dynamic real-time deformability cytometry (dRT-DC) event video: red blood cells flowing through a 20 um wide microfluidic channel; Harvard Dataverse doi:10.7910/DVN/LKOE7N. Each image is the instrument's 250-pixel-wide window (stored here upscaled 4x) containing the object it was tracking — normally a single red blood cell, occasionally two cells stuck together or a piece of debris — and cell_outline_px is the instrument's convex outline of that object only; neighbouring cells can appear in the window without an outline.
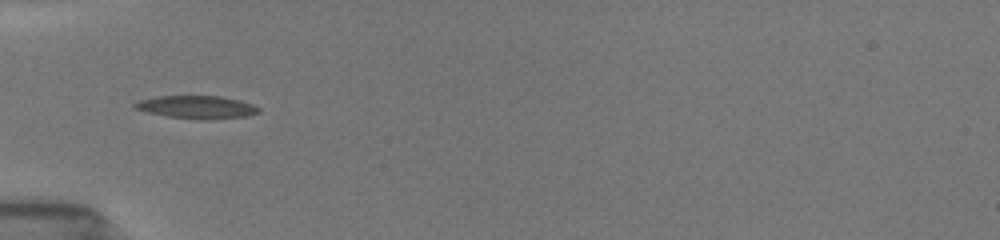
{"species": "common noctule bat (a hibernating species)", "species_latin": "Nyctalus noctula", "temperature_condition": "room temperature", "stored_images_in_passage": 17, "camera_frame_rate_fps": 3000, "um_per_image_px": 0.085, "animal": {"sex": "female", "body_mass_g": 19.5, "forearm_length_mm": 54.1}, "frame": {"image": 1, "passage_image": 2, "time_ms": 1.333, "image_size_px": [1000, 240], "cell_outline_px": [[260, 112], [248, 116], [208, 120], [196, 120], [168, 116], [148, 112], [132, 108], [132, 104], [140, 100], [156, 96], [220, 96], [240, 100], [252, 104], [260, 108]], "centroid_in_image_um": [16.73, 9.11], "position_along_channel_um": 68.3, "area_um2": 16.7}}
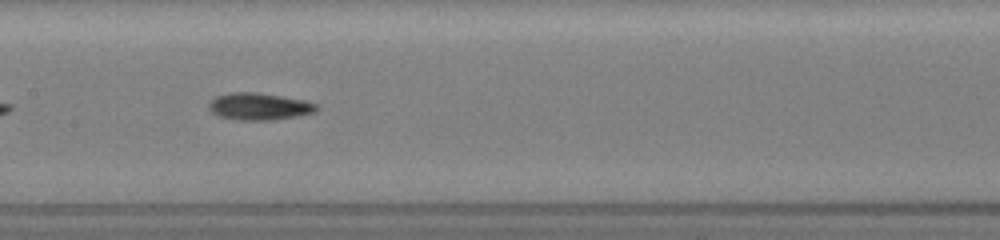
{"frame": {"image": 2, "passage_image": 5, "time_ms": 4.333, "image_size_px": [1000, 240], "cell_outline_px": [[320, 108], [316, 112], [296, 116], [268, 120], [240, 120], [220, 116], [212, 112], [208, 108], [208, 104], [216, 96], [232, 92], [256, 92], [304, 100], [320, 104]], "centroid_in_image_um": [22.07, 9.04], "position_along_channel_um": 185.3, "area_um2": 16.94}}
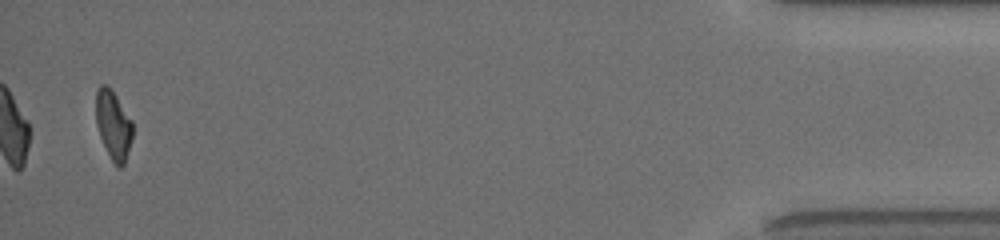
{"frame": {"image": 3, "passage_image": 16, "time_ms": 12.333, "image_size_px": [1000, 240], "cell_outline_px": [[132, 136], [124, 164], [120, 168], [112, 160], [100, 136], [96, 124], [96, 88], [100, 84], [104, 84], [116, 96], [132, 120]], "centroid_in_image_um": [9.62, 10.59], "position_along_channel_um": 425.6, "area_um2": 14.33}, "authors_computed_cell_mechanics": {"area_um2": 15.2014, "velocity_mm_per_s": 3.9639, "shape_relaxation_time_tau1_ms": null, "shape_relaxation_time_tau2_ms": 4.7448, "deformation_change_tau1": null, "deformation_change_tau2": 0.1083}}